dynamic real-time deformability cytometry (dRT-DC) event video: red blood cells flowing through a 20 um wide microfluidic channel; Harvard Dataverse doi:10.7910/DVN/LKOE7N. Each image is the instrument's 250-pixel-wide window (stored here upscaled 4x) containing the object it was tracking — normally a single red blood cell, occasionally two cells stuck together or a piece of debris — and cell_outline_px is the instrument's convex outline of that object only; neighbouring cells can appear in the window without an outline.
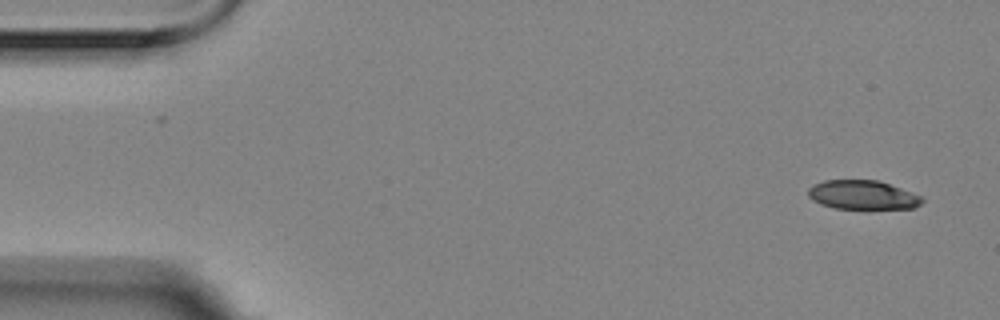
{"species": "Egyptian fruit bat (a non-hibernating species)", "species_latin": "Rousettus aegyptiacus", "temperature_condition": "room temperature", "stored_images_in_passage": 2, "camera_frame_rate_fps": 3000, "um_per_image_px": 0.085, "animal": {"sex": "female"}, "frame": {"image": 1, "passage_image": 2, "time_ms": 0.333, "image_size_px": [1000, 320], "cell_outline_px": [[924, 200], [920, 204], [912, 208], [836, 208], [812, 200], [808, 196], [808, 188], [812, 184], [824, 180], [876, 180], [900, 188], [920, 196]], "centroid_in_image_um": [73.27, 16.55], "position_along_channel_um": 11.7, "area_um2": 18.9}}